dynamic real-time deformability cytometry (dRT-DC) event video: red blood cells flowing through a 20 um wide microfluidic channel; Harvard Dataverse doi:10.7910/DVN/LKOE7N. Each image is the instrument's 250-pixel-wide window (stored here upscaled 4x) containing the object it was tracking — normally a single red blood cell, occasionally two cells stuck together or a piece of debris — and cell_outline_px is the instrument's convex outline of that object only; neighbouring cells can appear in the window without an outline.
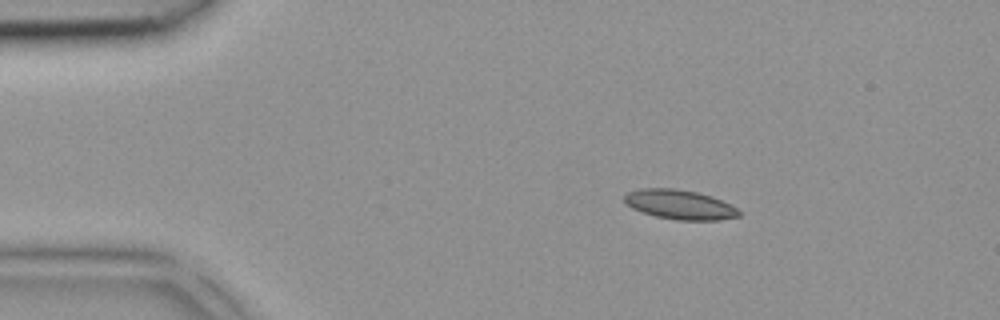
{"species": "common noctule bat (a hibernating species)", "species_latin": "Nyctalus noctula", "temperature_condition": "room temperature", "stored_images_in_passage": 3, "camera_frame_rate_fps": 3000, "um_per_image_px": 0.085, "animal": {"sex": "female", "body_mass_g": 18.4}, "frame": {"image": 1, "passage_image": 1, "time_ms": 0.0, "image_size_px": [1000, 320], "cell_outline_px": [[740, 216], [720, 220], [676, 220], [656, 216], [640, 212], [632, 208], [624, 200], [624, 196], [628, 192], [640, 188], [672, 188], [696, 192], [712, 196], [736, 208], [740, 212]], "centroid_in_image_um": [57.76, 17.39], "position_along_channel_um": 27.2, "area_um2": 19.59}}
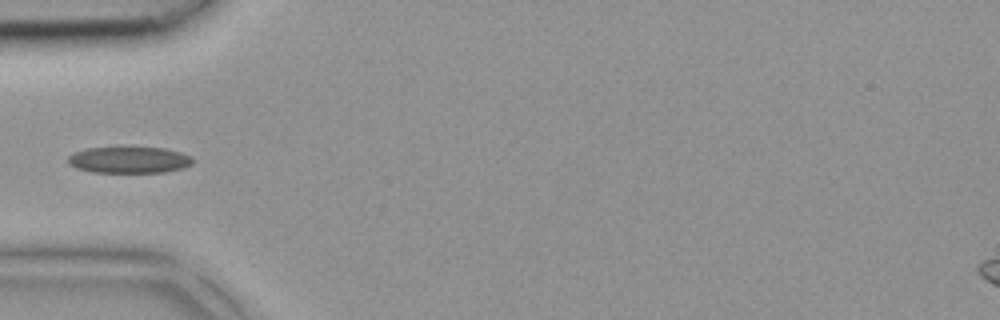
{"frame": {"image": 2, "passage_image": 3, "time_ms": 0.667, "image_size_px": [1000, 320], "cell_outline_px": [[192, 164], [180, 168], [164, 172], [92, 172], [76, 168], [68, 164], [68, 156], [72, 152], [88, 148], [164, 148], [180, 152], [188, 156], [192, 160]], "centroid_in_image_um": [10.9, 13.6], "position_along_channel_um": 74.1, "area_um2": 18.9}}